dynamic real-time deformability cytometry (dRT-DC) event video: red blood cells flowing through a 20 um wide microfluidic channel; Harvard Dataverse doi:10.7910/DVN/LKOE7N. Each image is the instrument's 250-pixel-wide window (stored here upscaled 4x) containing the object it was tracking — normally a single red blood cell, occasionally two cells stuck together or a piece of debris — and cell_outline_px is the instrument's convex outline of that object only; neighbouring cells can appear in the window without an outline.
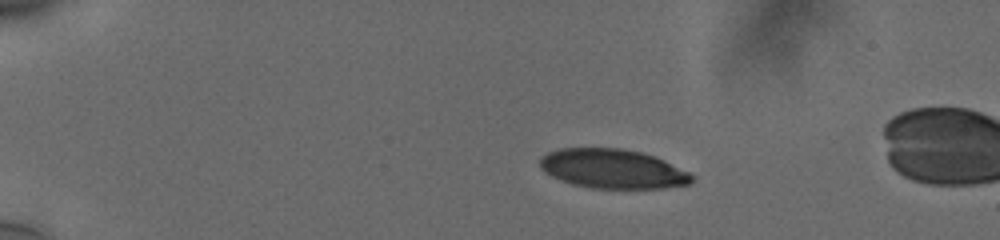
{"species": "human", "species_latin": "Homo sapiens", "temperature_condition": "cold", "stored_images_in_passage": 45, "camera_frame_rate_fps": 3000, "um_per_image_px": 0.085, "donor": {"sex": "male"}, "frame": {"image": 1, "passage_image": 1, "time_ms": 0.0, "image_size_px": [1000, 240], "cell_outline_px": [[692, 184], [664, 188], [588, 188], [572, 184], [560, 180], [544, 172], [540, 168], [540, 160], [548, 152], [560, 148], [620, 148], [640, 152], [652, 156], [688, 172], [692, 176]], "centroid_in_image_um": [52.03, 14.36], "position_along_channel_um": 33.0, "area_um2": 34.51}}
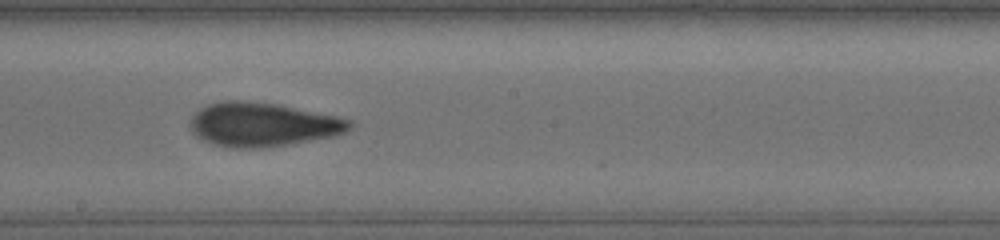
{"frame": {"image": 2, "passage_image": 23, "time_ms": 7.333, "image_size_px": [1000, 240], "cell_outline_px": [[352, 128], [336, 136], [288, 144], [260, 148], [232, 148], [212, 144], [200, 140], [192, 132], [188, 124], [192, 116], [200, 108], [208, 104], [224, 100], [236, 100], [276, 104], [336, 116], [352, 120]], "centroid_in_image_um": [22.28, 10.59], "position_along_channel_um": 225.9, "area_um2": 40.92}}
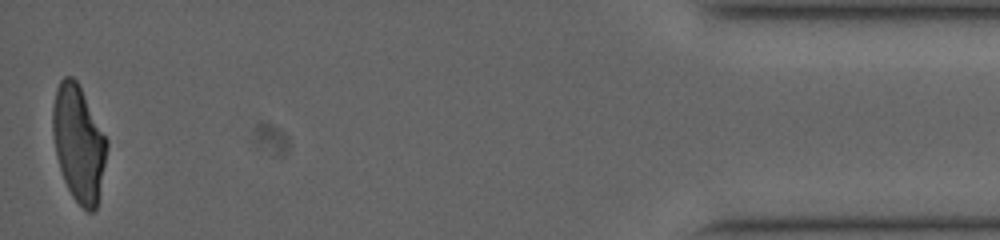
{"frame": {"image": 3, "passage_image": 45, "time_ms": 14.667, "image_size_px": [1000, 240], "cell_outline_px": [[108, 148], [96, 208], [92, 212], [88, 212], [72, 196], [64, 180], [60, 168], [56, 152], [52, 132], [52, 108], [56, 88], [60, 80], [64, 76], [72, 76], [76, 80], [108, 140]], "centroid_in_image_um": [6.67, 12.16], "position_along_channel_um": 428.5, "area_um2": 36.24}, "authors_computed_cell_mechanics": {"area_um2": 38.4948, "velocity_mm_per_s": 3.7803, "shape_relaxation_time_tau1_ms": 5.0241, "shape_relaxation_time_tau2_ms": 1.8667, "deformation_change_tau1": 0.1902, "deformation_change_tau2": 0.0844}}